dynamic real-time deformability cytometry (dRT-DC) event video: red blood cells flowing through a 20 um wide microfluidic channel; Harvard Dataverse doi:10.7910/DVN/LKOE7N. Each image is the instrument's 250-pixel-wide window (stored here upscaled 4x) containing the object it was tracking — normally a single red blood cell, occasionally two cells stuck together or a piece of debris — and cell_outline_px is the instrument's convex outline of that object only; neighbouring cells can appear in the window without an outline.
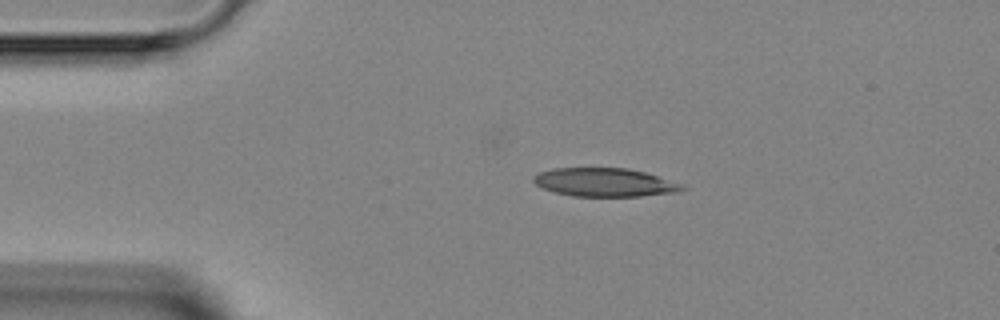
{"species": "Egyptian fruit bat (a non-hibernating species)", "species_latin": "Rousettus aegyptiacus", "temperature_condition": "room temperature", "stored_images_in_passage": 3, "camera_frame_rate_fps": 3000, "um_per_image_px": 0.085, "animal": {"sex": "female"}, "frame": {"image": 1, "passage_image": 2, "time_ms": 1.333, "image_size_px": [1000, 320], "cell_outline_px": [[688, 188], [680, 192], [640, 196], [572, 196], [556, 192], [544, 188], [536, 184], [532, 180], [532, 176], [540, 172], [552, 168], [628, 168], [644, 172], [684, 184]], "centroid_in_image_um": [51.43, 15.5], "position_along_channel_um": 33.6, "area_um2": 24.74}}